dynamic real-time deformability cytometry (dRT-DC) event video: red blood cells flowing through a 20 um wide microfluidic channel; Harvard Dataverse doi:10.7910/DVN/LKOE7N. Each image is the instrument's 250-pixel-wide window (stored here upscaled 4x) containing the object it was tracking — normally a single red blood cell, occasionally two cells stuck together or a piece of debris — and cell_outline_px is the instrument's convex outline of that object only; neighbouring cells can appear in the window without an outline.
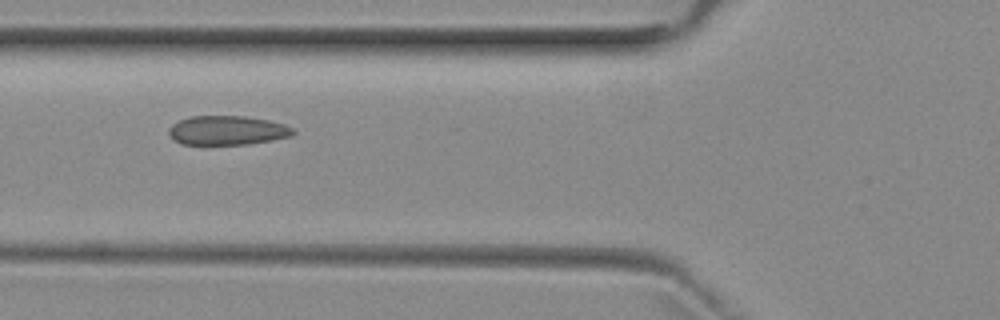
{"species": "common noctule bat (a hibernating species)", "species_latin": "Nyctalus noctula", "temperature_condition": "room temperature", "stored_images_in_passage": 3, "camera_frame_rate_fps": 3000, "um_per_image_px": 0.085, "animal": {"sex": "female", "body_mass_g": 29.2, "forearm_length_mm": 56.3}, "frame": {"image": 1, "passage_image": 3, "time_ms": 2.667, "image_size_px": [1000, 320], "cell_outline_px": [[296, 132], [292, 136], [272, 140], [248, 144], [180, 144], [172, 140], [168, 132], [168, 128], [172, 124], [180, 120], [192, 116], [244, 116], [268, 120], [284, 124], [292, 128]], "centroid_in_image_um": [19.3, 11.08], "position_along_channel_um": 106.5, "area_um2": 21.21}}